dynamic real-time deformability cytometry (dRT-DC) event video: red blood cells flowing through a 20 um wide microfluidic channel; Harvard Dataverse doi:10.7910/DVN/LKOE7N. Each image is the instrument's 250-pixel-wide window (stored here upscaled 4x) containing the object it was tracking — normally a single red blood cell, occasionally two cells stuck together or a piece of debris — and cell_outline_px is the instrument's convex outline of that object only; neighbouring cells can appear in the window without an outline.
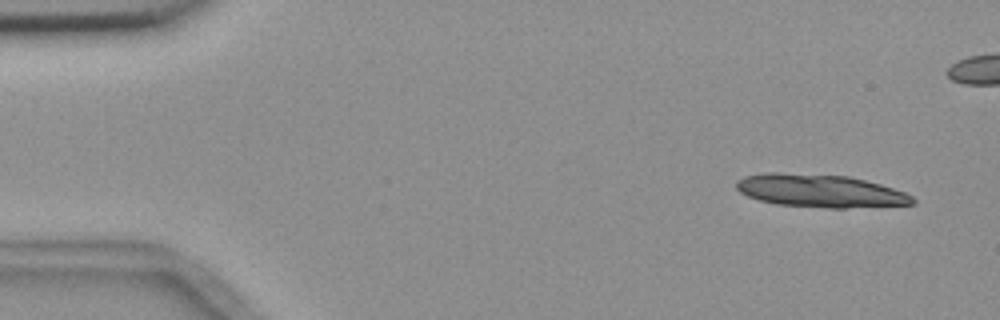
{"species": "common noctule bat (a hibernating species)", "species_latin": "Nyctalus noctula", "temperature_condition": "room temperature", "stored_images_in_passage": 6, "camera_frame_rate_fps": 3000, "um_per_image_px": 0.085, "animal": {"sex": "female", "body_mass_g": 18.4}, "frame": {"image": 1, "passage_image": 1, "time_ms": 0.0, "image_size_px": [1000, 320], "cell_outline_px": [[916, 204], [844, 208], [828, 208], [776, 204], [760, 200], [748, 196], [740, 192], [736, 188], [736, 180], [744, 176], [768, 172], [776, 172], [848, 176], [880, 184], [904, 192], [912, 196], [916, 200]], "centroid_in_image_um": [69.7, 16.22], "position_along_channel_um": 15.3, "area_um2": 33.76}}